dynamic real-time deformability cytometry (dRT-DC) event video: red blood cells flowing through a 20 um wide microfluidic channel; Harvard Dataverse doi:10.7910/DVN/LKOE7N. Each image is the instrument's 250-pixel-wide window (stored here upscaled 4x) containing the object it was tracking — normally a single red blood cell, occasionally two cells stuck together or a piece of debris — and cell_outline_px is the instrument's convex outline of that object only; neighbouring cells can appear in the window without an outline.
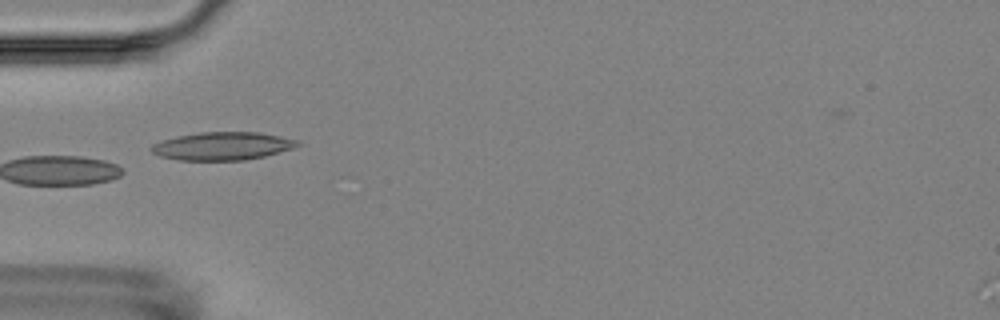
{"species": "Egyptian fruit bat (a non-hibernating species)", "species_latin": "Rousettus aegyptiacus", "temperature_condition": "room temperature", "stored_images_in_passage": 17, "camera_frame_rate_fps": 3000, "um_per_image_px": 0.085, "animal": {"sex": "female"}, "frame": {"image": 1, "passage_image": 6, "time_ms": 6.0, "image_size_px": [1000, 320], "cell_outline_px": [[300, 144], [292, 148], [264, 156], [244, 160], [180, 160], [160, 156], [152, 152], [148, 148], [152, 144], [160, 140], [176, 136], [200, 132], [260, 132], [300, 140]], "centroid_in_image_um": [18.87, 12.4], "position_along_channel_um": 66.1, "area_um2": 23.93}}
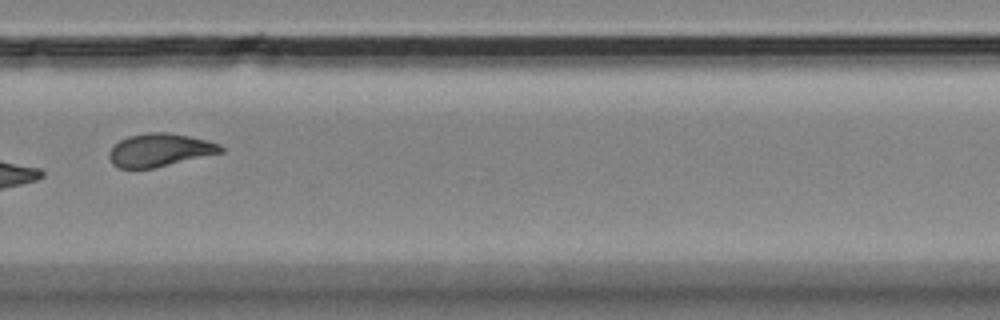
{"frame": {"image": 2, "passage_image": 12, "time_ms": 13.0, "image_size_px": [1000, 320], "cell_outline_px": [[224, 152], [152, 168], [120, 168], [112, 164], [108, 156], [108, 152], [120, 140], [128, 136], [148, 132], [168, 132], [208, 140], [220, 144], [224, 148]], "centroid_in_image_um": [13.58, 12.74], "position_along_channel_um": 316.2, "area_um2": 21.39}}
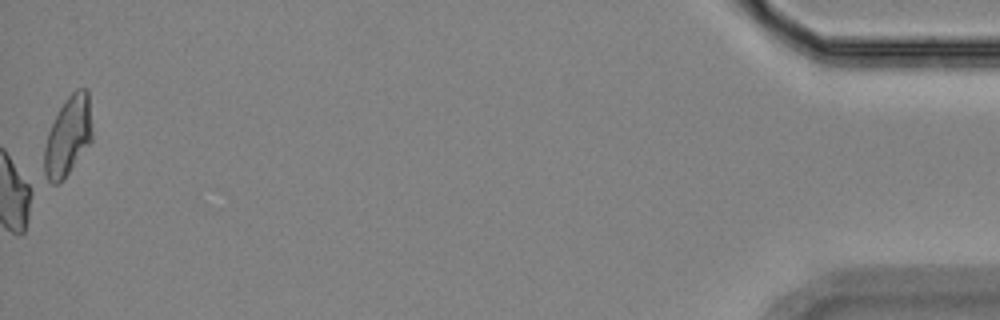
{"frame": {"image": 3, "passage_image": 17, "time_ms": 18.667, "image_size_px": [1000, 320], "cell_outline_px": [[92, 140], [68, 172], [56, 184], [52, 184], [44, 180], [44, 148], [48, 132], [64, 100], [76, 88], [88, 88], [92, 132]], "centroid_in_image_um": [5.77, 11.54], "position_along_channel_um": 429.4, "area_um2": 21.91}, "authors_computed_cell_mechanics": {"area_um2": 21.2126, "velocity_mm_per_s": 3.5592, "shape_relaxation_time_tau1_ms": null, "shape_relaxation_time_tau2_ms": 1.5487, "deformation_change_tau1": null, "deformation_change_tau2": 0.0585}}